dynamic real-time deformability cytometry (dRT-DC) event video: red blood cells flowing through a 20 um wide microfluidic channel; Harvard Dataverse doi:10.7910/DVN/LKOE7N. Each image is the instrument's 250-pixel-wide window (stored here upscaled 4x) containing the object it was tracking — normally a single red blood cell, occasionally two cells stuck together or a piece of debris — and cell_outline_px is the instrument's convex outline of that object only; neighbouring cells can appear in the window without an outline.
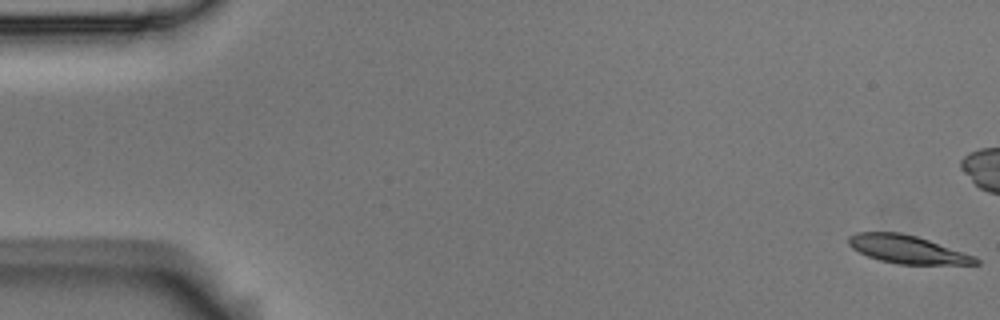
{"species": "Egyptian fruit bat (a non-hibernating species)", "species_latin": "Rousettus aegyptiacus", "temperature_condition": "room temperature", "stored_images_in_passage": 58, "camera_frame_rate_fps": 3000, "um_per_image_px": 0.085, "animal": {"sex": "male"}, "frame": {"image": 1, "passage_image": 1, "time_ms": 0.0, "image_size_px": [1000, 320], "cell_outline_px": [[980, 264], [896, 264], [880, 260], [868, 256], [852, 248], [848, 244], [848, 236], [856, 232], [900, 232], [916, 236], [928, 240], [972, 256], [980, 260]], "centroid_in_image_um": [77.05, 21.19], "position_along_channel_um": 8.0, "area_um2": 20.4}}
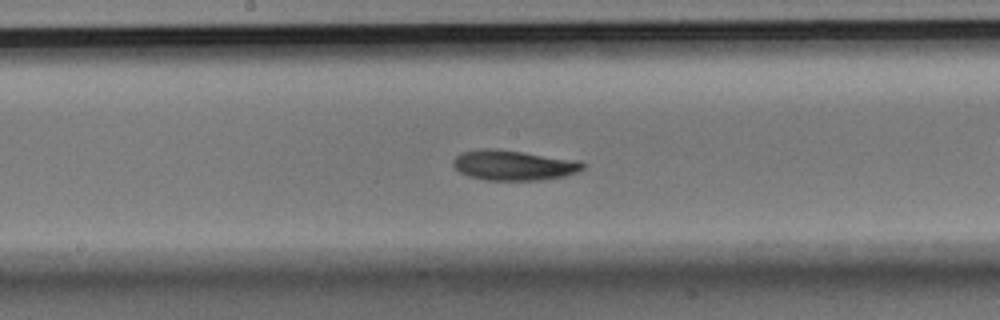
{"frame": {"image": 2, "passage_image": 30, "time_ms": 9.667, "image_size_px": [1000, 320], "cell_outline_px": [[588, 164], [584, 168], [576, 172], [564, 176], [540, 180], [484, 180], [468, 176], [460, 172], [452, 164], [452, 160], [460, 152], [484, 148], [496, 148], [580, 160]], "centroid_in_image_um": [43.66, 14.03], "position_along_channel_um": 204.5, "area_um2": 23.06}}
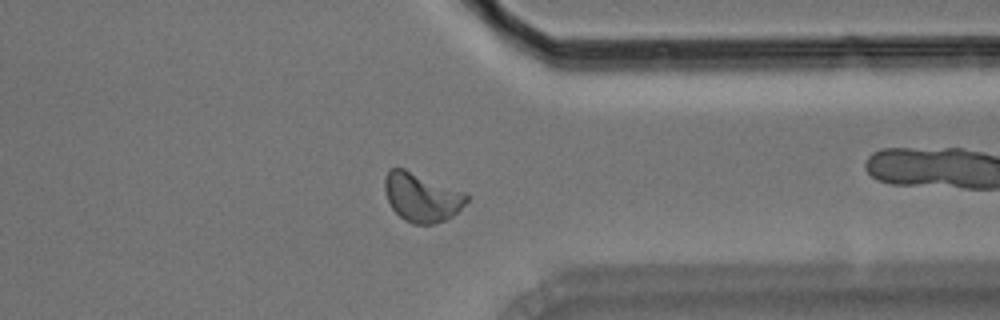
{"frame": {"image": 3, "passage_image": 45, "time_ms": 14.667, "image_size_px": [1000, 320], "cell_outline_px": [[468, 200], [452, 216], [436, 224], [412, 224], [404, 220], [392, 208], [388, 200], [384, 188], [384, 176], [392, 168], [404, 168], [464, 192], [468, 196]], "centroid_in_image_um": [35.82, 16.77], "position_along_channel_um": 375.6, "area_um2": 23.06}, "authors_computed_cell_mechanics": {"area_um2": 22.0507, "velocity_mm_per_s": 3.5046, "shape_relaxation_time_tau1_ms": 3.6784, "shape_relaxation_time_tau2_ms": 7.3269, "deformation_change_tau1": 0.1407, "deformation_change_tau2": 0.0958}}